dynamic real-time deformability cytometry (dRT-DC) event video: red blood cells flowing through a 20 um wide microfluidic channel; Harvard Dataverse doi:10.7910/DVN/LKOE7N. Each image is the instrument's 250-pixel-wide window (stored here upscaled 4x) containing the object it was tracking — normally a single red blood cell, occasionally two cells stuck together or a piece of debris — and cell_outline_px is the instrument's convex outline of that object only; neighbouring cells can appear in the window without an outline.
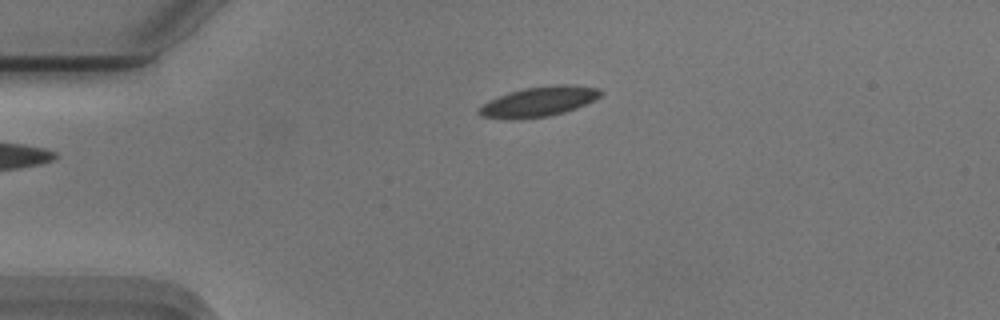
{"species": "Egyptian fruit bat (a non-hibernating species)", "species_latin": "Rousettus aegyptiacus", "temperature_condition": "cold", "stored_images_in_passage": 38, "camera_frame_rate_fps": 3000, "um_per_image_px": 0.085, "animal": {"sex": "male"}, "frame": {"image": 1, "passage_image": 1, "time_ms": 0.0, "image_size_px": [1000, 320], "cell_outline_px": [[604, 92], [600, 96], [576, 108], [564, 112], [548, 116], [480, 116], [476, 112], [488, 100], [508, 92], [524, 88], [556, 84], [576, 84], [600, 88]], "centroid_in_image_um": [45.9, 8.56], "position_along_channel_um": 39.1, "area_um2": 20.4}}
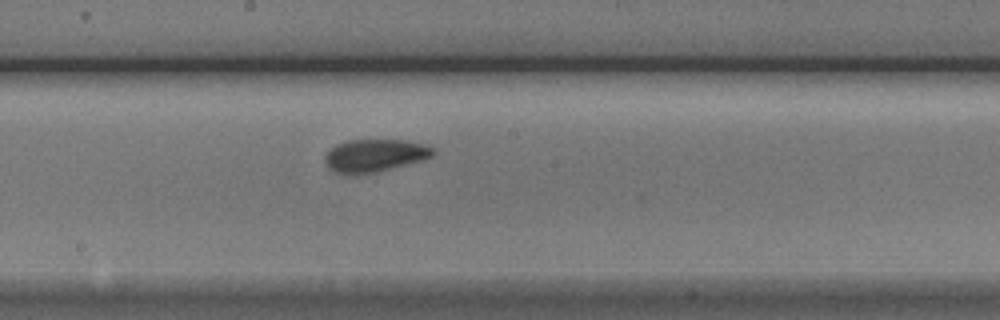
{"frame": {"image": 2, "passage_image": 18, "time_ms": 5.667, "image_size_px": [1000, 320], "cell_outline_px": [[436, 152], [432, 156], [424, 160], [372, 172], [336, 172], [328, 168], [324, 160], [324, 156], [328, 148], [336, 144], [348, 140], [404, 140], [428, 144], [436, 148]], "centroid_in_image_um": [31.89, 13.17], "position_along_channel_um": 216.3, "area_um2": 20.4}}
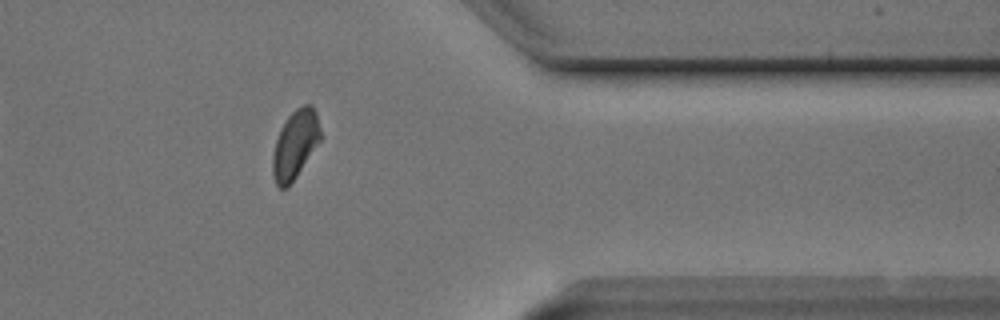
{"frame": {"image": 3, "passage_image": 33, "time_ms": 10.667, "image_size_px": [1000, 320], "cell_outline_px": [[320, 140], [288, 188], [280, 188], [276, 184], [272, 172], [272, 156], [276, 140], [280, 128], [288, 116], [296, 108], [304, 104], [312, 104], [316, 112], [320, 128]], "centroid_in_image_um": [25.07, 12.26], "position_along_channel_um": 386.3, "area_um2": 18.9}, "authors_computed_cell_mechanics": {"area_um2": 20.0566, "velocity_mm_per_s": 3.7035, "shape_relaxation_time_tau1_ms": 3.0916, "shape_relaxation_time_tau2_ms": 1.5134, "deformation_change_tau1": 0.106, "deformation_change_tau2": 0.0602}}